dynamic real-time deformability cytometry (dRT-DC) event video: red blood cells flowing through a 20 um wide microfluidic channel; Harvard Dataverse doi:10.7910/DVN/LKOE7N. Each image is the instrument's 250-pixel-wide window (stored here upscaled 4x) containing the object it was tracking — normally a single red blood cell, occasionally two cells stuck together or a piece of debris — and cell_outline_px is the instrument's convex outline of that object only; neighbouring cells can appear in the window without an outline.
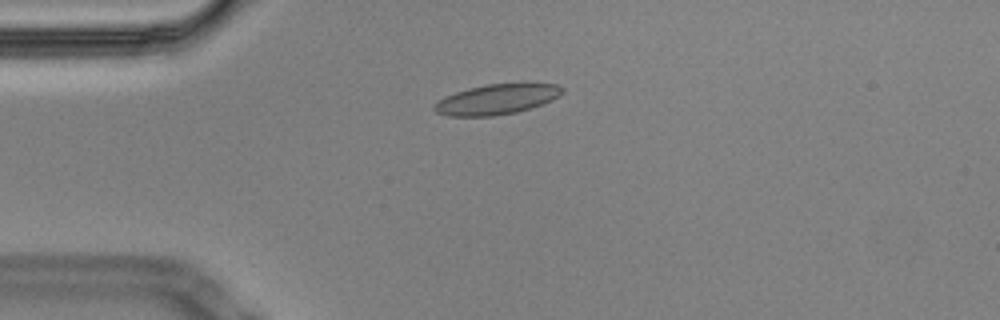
{"species": "Egyptian fruit bat (a non-hibernating species)", "species_latin": "Rousettus aegyptiacus", "temperature_condition": "cold", "stored_images_in_passage": 45, "camera_frame_rate_fps": 3000, "um_per_image_px": 0.085, "animal": {"sex": "male"}, "frame": {"image": 1, "passage_image": 1, "time_ms": 0.0, "image_size_px": [1000, 320], "cell_outline_px": [[564, 92], [560, 96], [552, 100], [516, 112], [492, 116], [448, 116], [436, 112], [432, 108], [432, 104], [436, 100], [444, 96], [468, 88], [484, 84], [524, 80], [556, 84], [564, 88]], "centroid_in_image_um": [42.25, 8.38], "position_along_channel_um": 42.8, "area_um2": 23.52}}
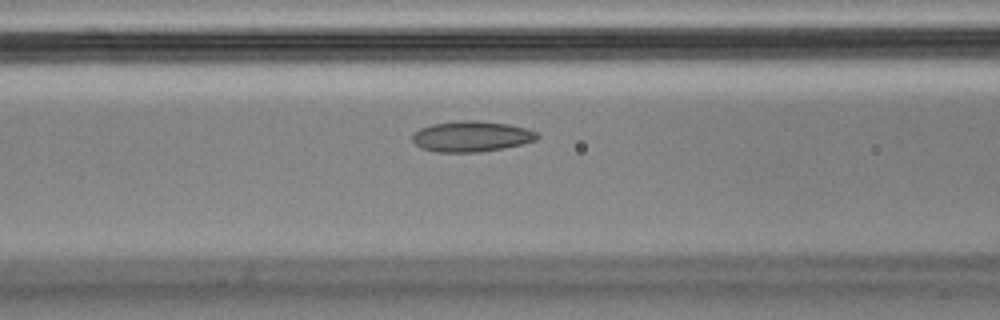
{"frame": {"image": 2, "passage_image": 10, "time_ms": 3.0, "image_size_px": [1000, 320], "cell_outline_px": [[540, 136], [536, 140], [504, 148], [480, 152], [436, 152], [420, 148], [412, 140], [412, 136], [420, 128], [432, 124], [456, 120], [476, 120], [508, 124], [524, 128], [536, 132]], "centroid_in_image_um": [40.05, 11.59], "position_along_channel_um": 126.6, "area_um2": 22.31}}
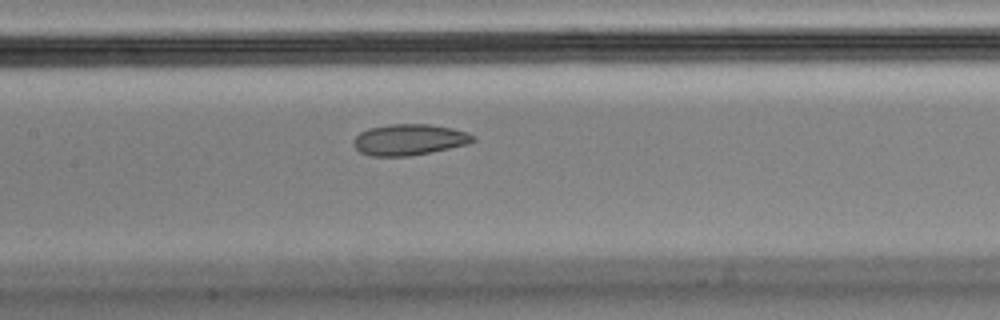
{"frame": {"image": 3, "passage_image": 14, "time_ms": 4.333, "image_size_px": [1000, 320], "cell_outline_px": [[476, 140], [468, 144], [408, 156], [372, 156], [360, 152], [352, 144], [352, 140], [360, 132], [368, 128], [388, 124], [428, 124], [452, 128], [468, 132], [476, 136]], "centroid_in_image_um": [34.77, 11.86], "position_along_channel_um": 172.6, "area_um2": 21.68}, "authors_computed_cell_mechanics": {"area_um2": 22.9466, "velocity_mm_per_s": 3.4551, "shape_relaxation_time_tau1_ms": null, "shape_relaxation_time_tau2_ms": 1.7718, "deformation_change_tau1": null, "deformation_change_tau2": 0.0643}}